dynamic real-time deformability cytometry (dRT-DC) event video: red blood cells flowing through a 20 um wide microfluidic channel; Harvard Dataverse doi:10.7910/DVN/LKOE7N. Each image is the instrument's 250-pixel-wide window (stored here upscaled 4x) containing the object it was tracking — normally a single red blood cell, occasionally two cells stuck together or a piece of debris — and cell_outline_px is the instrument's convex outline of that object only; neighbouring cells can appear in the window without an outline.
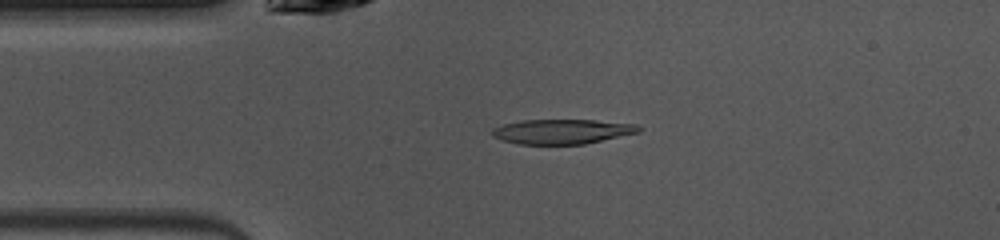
{"species": "common noctule bat (a hibernating species)", "species_latin": "Nyctalus noctula", "temperature_condition": "warm", "stored_images_in_passage": 47, "camera_frame_rate_fps": 3000, "um_per_image_px": 0.085, "animal": {"sex": "female", "body_mass_g": 10.0, "forearm_length_mm": 53.1}, "frame": {"image": 1, "passage_image": 9, "time_ms": 2.667, "image_size_px": [1000, 240], "cell_outline_px": [[644, 128], [640, 132], [584, 144], [520, 144], [504, 140], [492, 136], [492, 128], [504, 124], [520, 120], [596, 120], [636, 124]], "centroid_in_image_um": [47.81, 11.17], "position_along_channel_um": 37.2, "area_um2": 21.1}}
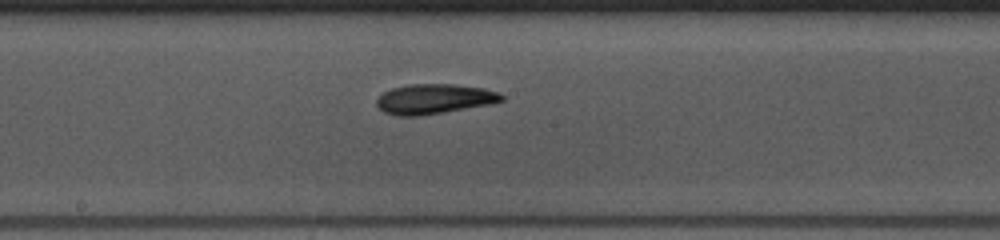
{"frame": {"image": 2, "passage_image": 23, "time_ms": 7.333, "image_size_px": [1000, 240], "cell_outline_px": [[504, 100], [488, 104], [416, 116], [396, 116], [384, 112], [376, 104], [376, 100], [384, 92], [392, 88], [408, 84], [456, 84], [484, 88], [500, 92], [504, 96]], "centroid_in_image_um": [36.9, 8.39], "position_along_channel_um": 211.3, "area_um2": 21.56}}
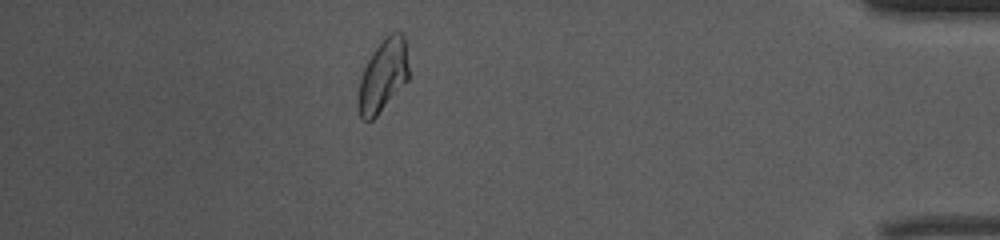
{"frame": {"image": 3, "passage_image": 41, "time_ms": 13.333, "image_size_px": [1000, 240], "cell_outline_px": [[408, 80], [376, 116], [372, 120], [364, 120], [360, 116], [356, 104], [356, 100], [360, 80], [364, 68], [368, 60], [376, 48], [392, 32], [400, 32], [404, 36], [408, 64]], "centroid_in_image_um": [32.53, 6.48], "position_along_channel_um": 402.7, "area_um2": 20.98}, "authors_computed_cell_mechanics": {"area_um2": 21.4438, "velocity_mm_per_s": 4.0406, "shape_relaxation_time_tau1_ms": 4.6035, "shape_relaxation_time_tau2_ms": 3.0029, "deformation_change_tau1": 0.1569, "deformation_change_tau2": 0.0876}}